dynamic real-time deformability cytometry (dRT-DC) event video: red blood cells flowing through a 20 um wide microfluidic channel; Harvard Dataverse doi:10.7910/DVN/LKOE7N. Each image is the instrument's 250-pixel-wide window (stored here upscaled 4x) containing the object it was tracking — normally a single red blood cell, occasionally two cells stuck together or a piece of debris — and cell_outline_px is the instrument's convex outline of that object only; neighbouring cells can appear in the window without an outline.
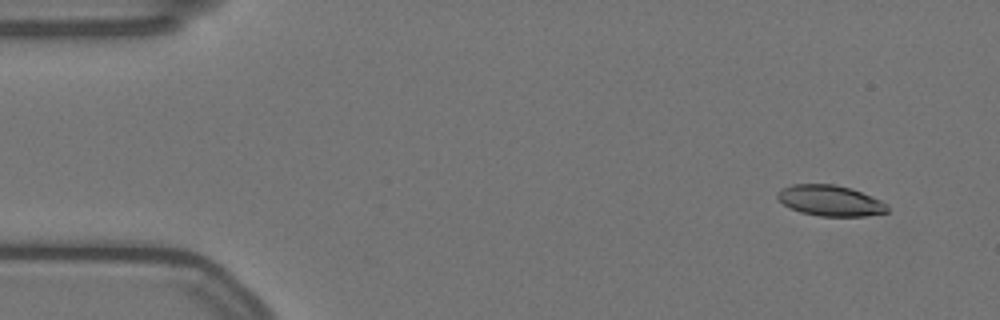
{"species": "Egyptian fruit bat (a non-hibernating species)", "species_latin": "Rousettus aegyptiacus", "temperature_condition": "warm", "stored_images_in_passage": 38, "camera_frame_rate_fps": 3000, "um_per_image_px": 0.085, "animal": {"sex": "female"}, "frame": {"image": 1, "passage_image": 5, "time_ms": 1.333, "image_size_px": [1000, 320], "cell_outline_px": [[888, 212], [864, 216], [820, 216], [800, 212], [784, 204], [776, 196], [776, 192], [780, 188], [792, 184], [832, 184], [848, 188], [872, 196], [888, 204]], "centroid_in_image_um": [70.55, 17.05], "position_along_channel_um": 14.4, "area_um2": 19.59}}
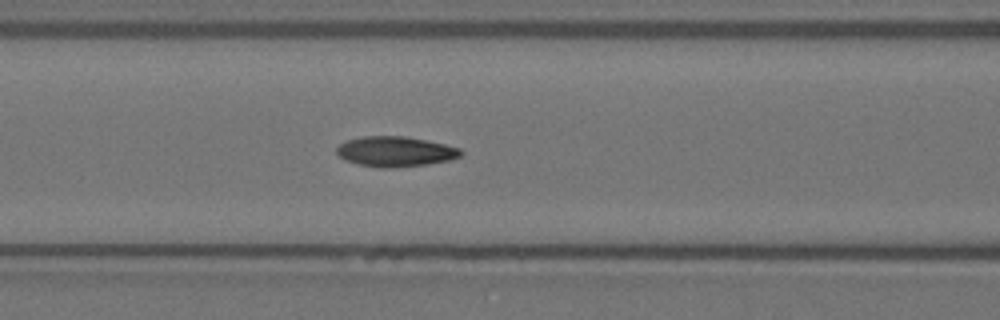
{"frame": {"image": 2, "passage_image": 24, "time_ms": 7.667, "image_size_px": [1000, 320], "cell_outline_px": [[464, 152], [460, 156], [452, 160], [428, 164], [392, 168], [380, 168], [360, 164], [344, 160], [336, 152], [336, 148], [340, 144], [348, 140], [364, 136], [404, 136], [444, 144], [460, 148]], "centroid_in_image_um": [33.62, 12.89], "position_along_channel_um": 133.0, "area_um2": 21.79}}
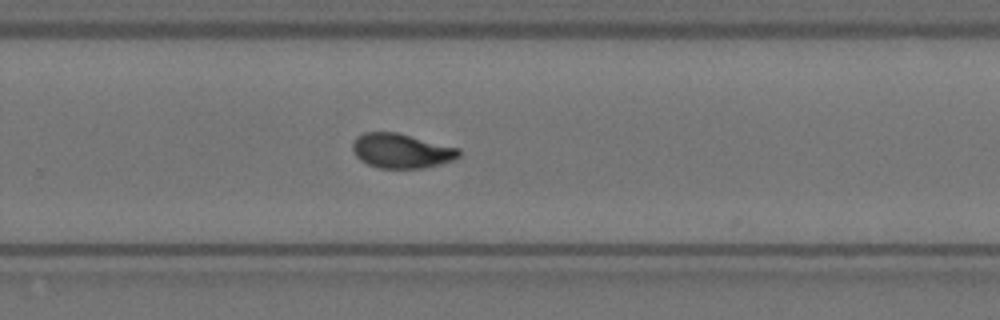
{"frame": {"image": 3, "passage_image": 38, "time_ms": 12.333, "image_size_px": [1000, 320], "cell_outline_px": [[460, 156], [452, 160], [424, 168], [380, 168], [368, 164], [360, 160], [356, 156], [352, 148], [352, 144], [356, 136], [364, 132], [396, 132], [460, 148]], "centroid_in_image_um": [34.1, 12.81], "position_along_channel_um": 295.7, "area_um2": 21.39}}